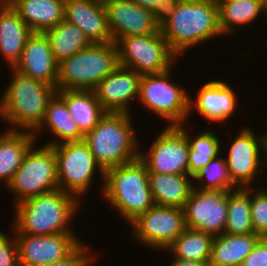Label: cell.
Returning a JSON list of instances; mask_svg holds the SVG:
<instances>
[{
  "label": "cell",
  "instance_id": "19",
  "mask_svg": "<svg viewBox=\"0 0 267 266\" xmlns=\"http://www.w3.org/2000/svg\"><path fill=\"white\" fill-rule=\"evenodd\" d=\"M15 71L56 88L58 63L44 33L34 32L27 40Z\"/></svg>",
  "mask_w": 267,
  "mask_h": 266
},
{
  "label": "cell",
  "instance_id": "32",
  "mask_svg": "<svg viewBox=\"0 0 267 266\" xmlns=\"http://www.w3.org/2000/svg\"><path fill=\"white\" fill-rule=\"evenodd\" d=\"M187 135L190 151L188 155L189 175L194 176L213 158H216L221 151V142L218 136L212 131H202L197 137L192 138L191 135L184 130L183 125L179 126Z\"/></svg>",
  "mask_w": 267,
  "mask_h": 266
},
{
  "label": "cell",
  "instance_id": "29",
  "mask_svg": "<svg viewBox=\"0 0 267 266\" xmlns=\"http://www.w3.org/2000/svg\"><path fill=\"white\" fill-rule=\"evenodd\" d=\"M43 33L49 41L57 63L72 57L91 45L83 30L66 20Z\"/></svg>",
  "mask_w": 267,
  "mask_h": 266
},
{
  "label": "cell",
  "instance_id": "8",
  "mask_svg": "<svg viewBox=\"0 0 267 266\" xmlns=\"http://www.w3.org/2000/svg\"><path fill=\"white\" fill-rule=\"evenodd\" d=\"M120 66L144 74H159L173 68L177 55L169 48L161 30L157 33L120 37L116 42Z\"/></svg>",
  "mask_w": 267,
  "mask_h": 266
},
{
  "label": "cell",
  "instance_id": "12",
  "mask_svg": "<svg viewBox=\"0 0 267 266\" xmlns=\"http://www.w3.org/2000/svg\"><path fill=\"white\" fill-rule=\"evenodd\" d=\"M189 151L186 133L179 126L167 125L149 151L139 153V158L145 163L148 173L189 175Z\"/></svg>",
  "mask_w": 267,
  "mask_h": 266
},
{
  "label": "cell",
  "instance_id": "38",
  "mask_svg": "<svg viewBox=\"0 0 267 266\" xmlns=\"http://www.w3.org/2000/svg\"><path fill=\"white\" fill-rule=\"evenodd\" d=\"M179 2L180 0H162V3L152 11L155 22L161 26L172 16Z\"/></svg>",
  "mask_w": 267,
  "mask_h": 266
},
{
  "label": "cell",
  "instance_id": "7",
  "mask_svg": "<svg viewBox=\"0 0 267 266\" xmlns=\"http://www.w3.org/2000/svg\"><path fill=\"white\" fill-rule=\"evenodd\" d=\"M34 145L26 152L21 166L7 185L16 195L15 204L59 188L53 147L45 144L36 149Z\"/></svg>",
  "mask_w": 267,
  "mask_h": 266
},
{
  "label": "cell",
  "instance_id": "13",
  "mask_svg": "<svg viewBox=\"0 0 267 266\" xmlns=\"http://www.w3.org/2000/svg\"><path fill=\"white\" fill-rule=\"evenodd\" d=\"M228 191L193 189L183 207L185 225L213 237L224 233L227 223Z\"/></svg>",
  "mask_w": 267,
  "mask_h": 266
},
{
  "label": "cell",
  "instance_id": "21",
  "mask_svg": "<svg viewBox=\"0 0 267 266\" xmlns=\"http://www.w3.org/2000/svg\"><path fill=\"white\" fill-rule=\"evenodd\" d=\"M33 33L10 3L0 2V54L11 69L19 62L25 44Z\"/></svg>",
  "mask_w": 267,
  "mask_h": 266
},
{
  "label": "cell",
  "instance_id": "40",
  "mask_svg": "<svg viewBox=\"0 0 267 266\" xmlns=\"http://www.w3.org/2000/svg\"><path fill=\"white\" fill-rule=\"evenodd\" d=\"M135 2L136 4L149 9L150 11H153L157 5H160L162 3V0H131Z\"/></svg>",
  "mask_w": 267,
  "mask_h": 266
},
{
  "label": "cell",
  "instance_id": "36",
  "mask_svg": "<svg viewBox=\"0 0 267 266\" xmlns=\"http://www.w3.org/2000/svg\"><path fill=\"white\" fill-rule=\"evenodd\" d=\"M89 250L90 248L87 247V245L80 243L64 259L56 261L48 266H90L93 259L88 253Z\"/></svg>",
  "mask_w": 267,
  "mask_h": 266
},
{
  "label": "cell",
  "instance_id": "15",
  "mask_svg": "<svg viewBox=\"0 0 267 266\" xmlns=\"http://www.w3.org/2000/svg\"><path fill=\"white\" fill-rule=\"evenodd\" d=\"M226 159L231 181L237 187H251L263 165L261 137H256L249 128L244 127L229 146ZM261 168V170L259 169Z\"/></svg>",
  "mask_w": 267,
  "mask_h": 266
},
{
  "label": "cell",
  "instance_id": "4",
  "mask_svg": "<svg viewBox=\"0 0 267 266\" xmlns=\"http://www.w3.org/2000/svg\"><path fill=\"white\" fill-rule=\"evenodd\" d=\"M148 178L147 167L139 157L104 171V196L128 223L155 205Z\"/></svg>",
  "mask_w": 267,
  "mask_h": 266
},
{
  "label": "cell",
  "instance_id": "41",
  "mask_svg": "<svg viewBox=\"0 0 267 266\" xmlns=\"http://www.w3.org/2000/svg\"><path fill=\"white\" fill-rule=\"evenodd\" d=\"M260 137H261V150H263L262 154L265 155L266 157L264 158L265 160H262V161H263L264 168L267 169V133L262 134Z\"/></svg>",
  "mask_w": 267,
  "mask_h": 266
},
{
  "label": "cell",
  "instance_id": "20",
  "mask_svg": "<svg viewBox=\"0 0 267 266\" xmlns=\"http://www.w3.org/2000/svg\"><path fill=\"white\" fill-rule=\"evenodd\" d=\"M197 95L195 102L189 97V113L195 106L198 114L212 122L227 120L237 107L234 90L221 80L205 83Z\"/></svg>",
  "mask_w": 267,
  "mask_h": 266
},
{
  "label": "cell",
  "instance_id": "23",
  "mask_svg": "<svg viewBox=\"0 0 267 266\" xmlns=\"http://www.w3.org/2000/svg\"><path fill=\"white\" fill-rule=\"evenodd\" d=\"M190 175L149 173V187L154 203L182 208L194 189Z\"/></svg>",
  "mask_w": 267,
  "mask_h": 266
},
{
  "label": "cell",
  "instance_id": "42",
  "mask_svg": "<svg viewBox=\"0 0 267 266\" xmlns=\"http://www.w3.org/2000/svg\"><path fill=\"white\" fill-rule=\"evenodd\" d=\"M0 1L10 3L12 0H0Z\"/></svg>",
  "mask_w": 267,
  "mask_h": 266
},
{
  "label": "cell",
  "instance_id": "37",
  "mask_svg": "<svg viewBox=\"0 0 267 266\" xmlns=\"http://www.w3.org/2000/svg\"><path fill=\"white\" fill-rule=\"evenodd\" d=\"M240 266H267V238H260Z\"/></svg>",
  "mask_w": 267,
  "mask_h": 266
},
{
  "label": "cell",
  "instance_id": "3",
  "mask_svg": "<svg viewBox=\"0 0 267 266\" xmlns=\"http://www.w3.org/2000/svg\"><path fill=\"white\" fill-rule=\"evenodd\" d=\"M13 80L0 99V116L13 127L10 130L34 132L43 121L49 102L57 89L14 69Z\"/></svg>",
  "mask_w": 267,
  "mask_h": 266
},
{
  "label": "cell",
  "instance_id": "35",
  "mask_svg": "<svg viewBox=\"0 0 267 266\" xmlns=\"http://www.w3.org/2000/svg\"><path fill=\"white\" fill-rule=\"evenodd\" d=\"M0 231V266H21L15 237Z\"/></svg>",
  "mask_w": 267,
  "mask_h": 266
},
{
  "label": "cell",
  "instance_id": "10",
  "mask_svg": "<svg viewBox=\"0 0 267 266\" xmlns=\"http://www.w3.org/2000/svg\"><path fill=\"white\" fill-rule=\"evenodd\" d=\"M52 147L57 159L58 187L62 191L80 199L89 189L96 169L104 182V170L84 140L68 141Z\"/></svg>",
  "mask_w": 267,
  "mask_h": 266
},
{
  "label": "cell",
  "instance_id": "14",
  "mask_svg": "<svg viewBox=\"0 0 267 266\" xmlns=\"http://www.w3.org/2000/svg\"><path fill=\"white\" fill-rule=\"evenodd\" d=\"M21 266H48L64 259L82 241L75 234H15Z\"/></svg>",
  "mask_w": 267,
  "mask_h": 266
},
{
  "label": "cell",
  "instance_id": "43",
  "mask_svg": "<svg viewBox=\"0 0 267 266\" xmlns=\"http://www.w3.org/2000/svg\"><path fill=\"white\" fill-rule=\"evenodd\" d=\"M202 1H211V2H217L218 0H202Z\"/></svg>",
  "mask_w": 267,
  "mask_h": 266
},
{
  "label": "cell",
  "instance_id": "5",
  "mask_svg": "<svg viewBox=\"0 0 267 266\" xmlns=\"http://www.w3.org/2000/svg\"><path fill=\"white\" fill-rule=\"evenodd\" d=\"M131 117L130 113H106L84 136V141L104 171L139 157V143Z\"/></svg>",
  "mask_w": 267,
  "mask_h": 266
},
{
  "label": "cell",
  "instance_id": "39",
  "mask_svg": "<svg viewBox=\"0 0 267 266\" xmlns=\"http://www.w3.org/2000/svg\"><path fill=\"white\" fill-rule=\"evenodd\" d=\"M171 266H209V264L199 261H189L185 259L174 258L171 262Z\"/></svg>",
  "mask_w": 267,
  "mask_h": 266
},
{
  "label": "cell",
  "instance_id": "26",
  "mask_svg": "<svg viewBox=\"0 0 267 266\" xmlns=\"http://www.w3.org/2000/svg\"><path fill=\"white\" fill-rule=\"evenodd\" d=\"M36 140L32 132L20 129H8L0 134V181L3 179L6 187Z\"/></svg>",
  "mask_w": 267,
  "mask_h": 266
},
{
  "label": "cell",
  "instance_id": "34",
  "mask_svg": "<svg viewBox=\"0 0 267 266\" xmlns=\"http://www.w3.org/2000/svg\"><path fill=\"white\" fill-rule=\"evenodd\" d=\"M250 202L254 233L260 238H267V190L256 191L250 196Z\"/></svg>",
  "mask_w": 267,
  "mask_h": 266
},
{
  "label": "cell",
  "instance_id": "11",
  "mask_svg": "<svg viewBox=\"0 0 267 266\" xmlns=\"http://www.w3.org/2000/svg\"><path fill=\"white\" fill-rule=\"evenodd\" d=\"M133 236L141 244L157 250H166L186 229L184 210L155 204L134 221Z\"/></svg>",
  "mask_w": 267,
  "mask_h": 266
},
{
  "label": "cell",
  "instance_id": "33",
  "mask_svg": "<svg viewBox=\"0 0 267 266\" xmlns=\"http://www.w3.org/2000/svg\"><path fill=\"white\" fill-rule=\"evenodd\" d=\"M195 180L203 183L201 187H196L194 183V188L198 190L231 191L238 188L231 181L226 159L218 156L193 176V181Z\"/></svg>",
  "mask_w": 267,
  "mask_h": 266
},
{
  "label": "cell",
  "instance_id": "22",
  "mask_svg": "<svg viewBox=\"0 0 267 266\" xmlns=\"http://www.w3.org/2000/svg\"><path fill=\"white\" fill-rule=\"evenodd\" d=\"M10 4L33 32L43 33L64 20L65 0H12Z\"/></svg>",
  "mask_w": 267,
  "mask_h": 266
},
{
  "label": "cell",
  "instance_id": "31",
  "mask_svg": "<svg viewBox=\"0 0 267 266\" xmlns=\"http://www.w3.org/2000/svg\"><path fill=\"white\" fill-rule=\"evenodd\" d=\"M249 187H238L228 191L227 223L224 233L232 235L254 233L251 221V202Z\"/></svg>",
  "mask_w": 267,
  "mask_h": 266
},
{
  "label": "cell",
  "instance_id": "25",
  "mask_svg": "<svg viewBox=\"0 0 267 266\" xmlns=\"http://www.w3.org/2000/svg\"><path fill=\"white\" fill-rule=\"evenodd\" d=\"M259 239L255 233L215 236L209 266H240Z\"/></svg>",
  "mask_w": 267,
  "mask_h": 266
},
{
  "label": "cell",
  "instance_id": "17",
  "mask_svg": "<svg viewBox=\"0 0 267 266\" xmlns=\"http://www.w3.org/2000/svg\"><path fill=\"white\" fill-rule=\"evenodd\" d=\"M141 74L118 66L93 89L106 113H129V102L139 98Z\"/></svg>",
  "mask_w": 267,
  "mask_h": 266
},
{
  "label": "cell",
  "instance_id": "44",
  "mask_svg": "<svg viewBox=\"0 0 267 266\" xmlns=\"http://www.w3.org/2000/svg\"><path fill=\"white\" fill-rule=\"evenodd\" d=\"M218 1H237V0H218Z\"/></svg>",
  "mask_w": 267,
  "mask_h": 266
},
{
  "label": "cell",
  "instance_id": "2",
  "mask_svg": "<svg viewBox=\"0 0 267 266\" xmlns=\"http://www.w3.org/2000/svg\"><path fill=\"white\" fill-rule=\"evenodd\" d=\"M160 30L169 48L180 56L188 48L222 34L218 5L211 1L180 0Z\"/></svg>",
  "mask_w": 267,
  "mask_h": 266
},
{
  "label": "cell",
  "instance_id": "30",
  "mask_svg": "<svg viewBox=\"0 0 267 266\" xmlns=\"http://www.w3.org/2000/svg\"><path fill=\"white\" fill-rule=\"evenodd\" d=\"M214 237L201 230L186 227L166 249L179 259L209 264Z\"/></svg>",
  "mask_w": 267,
  "mask_h": 266
},
{
  "label": "cell",
  "instance_id": "28",
  "mask_svg": "<svg viewBox=\"0 0 267 266\" xmlns=\"http://www.w3.org/2000/svg\"><path fill=\"white\" fill-rule=\"evenodd\" d=\"M219 27L223 34H233L234 27L253 23L267 13V0L217 1Z\"/></svg>",
  "mask_w": 267,
  "mask_h": 266
},
{
  "label": "cell",
  "instance_id": "18",
  "mask_svg": "<svg viewBox=\"0 0 267 266\" xmlns=\"http://www.w3.org/2000/svg\"><path fill=\"white\" fill-rule=\"evenodd\" d=\"M64 20L81 28L91 44L114 42L103 0H65Z\"/></svg>",
  "mask_w": 267,
  "mask_h": 266
},
{
  "label": "cell",
  "instance_id": "24",
  "mask_svg": "<svg viewBox=\"0 0 267 266\" xmlns=\"http://www.w3.org/2000/svg\"><path fill=\"white\" fill-rule=\"evenodd\" d=\"M57 95L65 102L84 136L106 114L93 90H57Z\"/></svg>",
  "mask_w": 267,
  "mask_h": 266
},
{
  "label": "cell",
  "instance_id": "16",
  "mask_svg": "<svg viewBox=\"0 0 267 266\" xmlns=\"http://www.w3.org/2000/svg\"><path fill=\"white\" fill-rule=\"evenodd\" d=\"M113 41L120 37L157 33L160 26L152 11L131 0H103Z\"/></svg>",
  "mask_w": 267,
  "mask_h": 266
},
{
  "label": "cell",
  "instance_id": "6",
  "mask_svg": "<svg viewBox=\"0 0 267 266\" xmlns=\"http://www.w3.org/2000/svg\"><path fill=\"white\" fill-rule=\"evenodd\" d=\"M119 66L115 42L91 44L58 63L57 90H93Z\"/></svg>",
  "mask_w": 267,
  "mask_h": 266
},
{
  "label": "cell",
  "instance_id": "27",
  "mask_svg": "<svg viewBox=\"0 0 267 266\" xmlns=\"http://www.w3.org/2000/svg\"><path fill=\"white\" fill-rule=\"evenodd\" d=\"M43 128L51 130V134L58 138V141L56 139V141L48 142V146L68 141L84 140V135L81 133L78 124L69 112L65 102L57 94L49 102L43 121L33 132L35 139L37 138L36 134L39 133V130L41 132Z\"/></svg>",
  "mask_w": 267,
  "mask_h": 266
},
{
  "label": "cell",
  "instance_id": "1",
  "mask_svg": "<svg viewBox=\"0 0 267 266\" xmlns=\"http://www.w3.org/2000/svg\"><path fill=\"white\" fill-rule=\"evenodd\" d=\"M80 203L81 200L57 188L15 204L13 235L74 234L69 223Z\"/></svg>",
  "mask_w": 267,
  "mask_h": 266
},
{
  "label": "cell",
  "instance_id": "9",
  "mask_svg": "<svg viewBox=\"0 0 267 266\" xmlns=\"http://www.w3.org/2000/svg\"><path fill=\"white\" fill-rule=\"evenodd\" d=\"M171 69L159 74H144L138 100L146 109L169 121L168 126L184 125L189 113V93L171 80Z\"/></svg>",
  "mask_w": 267,
  "mask_h": 266
}]
</instances>
